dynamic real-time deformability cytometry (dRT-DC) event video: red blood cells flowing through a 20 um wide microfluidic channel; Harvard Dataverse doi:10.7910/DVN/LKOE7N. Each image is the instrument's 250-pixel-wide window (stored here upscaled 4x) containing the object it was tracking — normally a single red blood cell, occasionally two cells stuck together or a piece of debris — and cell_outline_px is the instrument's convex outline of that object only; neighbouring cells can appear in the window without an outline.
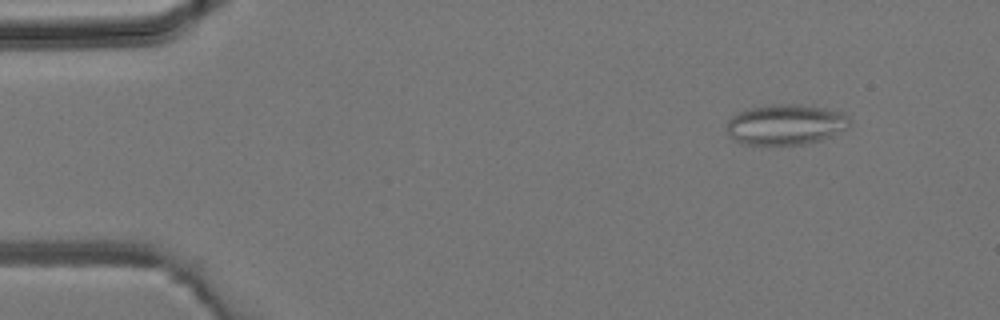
{"species": "common noctule bat (a hibernating species)", "species_latin": "Nyctalus noctula", "temperature_condition": "room temperature", "stored_images_in_passage": 40, "camera_frame_rate_fps": 3000, "um_per_image_px": 0.085, "animal": {"sex": "male", "body_mass_g": 19.2, "forearm_length_mm": 51.8}, "frame": {"image": 1, "passage_image": 3, "time_ms": 0.667, "image_size_px": [1000, 320], "cell_outline_px": [[852, 120], [844, 128], [832, 136], [820, 140], [804, 144], [744, 144], [732, 140], [728, 132], [728, 120], [732, 116], [740, 112], [752, 108], [772, 104], [796, 104], [820, 108], [840, 112], [848, 116]], "centroid_in_image_um": [66.76, 10.59], "position_along_channel_um": 18.2, "area_um2": 28.5}}
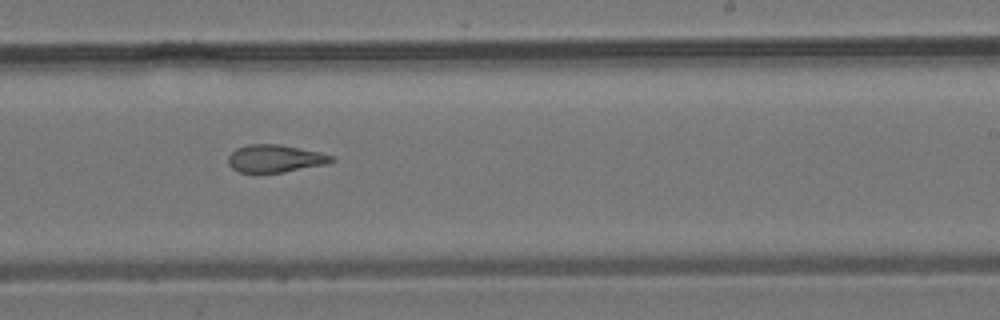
{"frame": {"image": 2, "passage_image": 24, "time_ms": 7.667, "image_size_px": [1000, 320], "cell_outline_px": [[336, 160], [328, 164], [284, 172], [240, 172], [232, 168], [228, 164], [228, 156], [236, 148], [248, 144], [280, 144], [320, 152], [332, 156]], "centroid_in_image_um": [23.4, 13.47], "position_along_channel_um": 265.6, "area_um2": 16.65}}
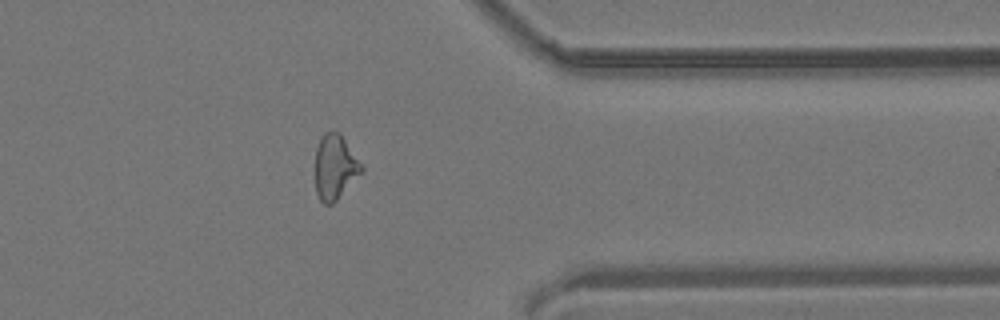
{"frame": {"image": 3, "passage_image": 32, "time_ms": 10.333, "image_size_px": [1000, 320], "cell_outline_px": [[364, 168], [336, 200], [332, 204], [324, 204], [320, 200], [316, 192], [316, 148], [320, 136], [324, 132], [340, 132]], "centroid_in_image_um": [28.45, 14.17], "position_along_channel_um": 383.0, "area_um2": 17.11}}